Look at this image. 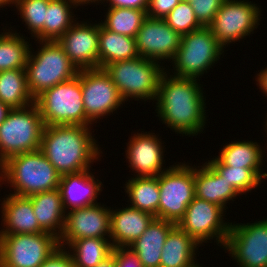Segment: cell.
I'll use <instances>...</instances> for the list:
<instances>
[{
	"instance_id": "cell-44",
	"label": "cell",
	"mask_w": 267,
	"mask_h": 267,
	"mask_svg": "<svg viewBox=\"0 0 267 267\" xmlns=\"http://www.w3.org/2000/svg\"><path fill=\"white\" fill-rule=\"evenodd\" d=\"M10 108L7 107L6 105L2 104L0 102V124L4 121L6 118V115L8 114Z\"/></svg>"
},
{
	"instance_id": "cell-22",
	"label": "cell",
	"mask_w": 267,
	"mask_h": 267,
	"mask_svg": "<svg viewBox=\"0 0 267 267\" xmlns=\"http://www.w3.org/2000/svg\"><path fill=\"white\" fill-rule=\"evenodd\" d=\"M200 167H194L195 197L226 210L228 201H234L239 193L209 163L205 162Z\"/></svg>"
},
{
	"instance_id": "cell-23",
	"label": "cell",
	"mask_w": 267,
	"mask_h": 267,
	"mask_svg": "<svg viewBox=\"0 0 267 267\" xmlns=\"http://www.w3.org/2000/svg\"><path fill=\"white\" fill-rule=\"evenodd\" d=\"M174 222L154 218L146 231L128 248L138 256L143 267H160L161 252Z\"/></svg>"
},
{
	"instance_id": "cell-46",
	"label": "cell",
	"mask_w": 267,
	"mask_h": 267,
	"mask_svg": "<svg viewBox=\"0 0 267 267\" xmlns=\"http://www.w3.org/2000/svg\"><path fill=\"white\" fill-rule=\"evenodd\" d=\"M9 5V6H11V5H13L12 4V0H0V8H2L4 5L6 6V5ZM11 4V5H10Z\"/></svg>"
},
{
	"instance_id": "cell-48",
	"label": "cell",
	"mask_w": 267,
	"mask_h": 267,
	"mask_svg": "<svg viewBox=\"0 0 267 267\" xmlns=\"http://www.w3.org/2000/svg\"><path fill=\"white\" fill-rule=\"evenodd\" d=\"M266 119H267V118H266ZM265 123H266V124H265V126H266L265 128H266V130H267V121H266ZM266 130H265V132H267Z\"/></svg>"
},
{
	"instance_id": "cell-40",
	"label": "cell",
	"mask_w": 267,
	"mask_h": 267,
	"mask_svg": "<svg viewBox=\"0 0 267 267\" xmlns=\"http://www.w3.org/2000/svg\"><path fill=\"white\" fill-rule=\"evenodd\" d=\"M39 267H75L73 259L65 248L59 247L52 255Z\"/></svg>"
},
{
	"instance_id": "cell-45",
	"label": "cell",
	"mask_w": 267,
	"mask_h": 267,
	"mask_svg": "<svg viewBox=\"0 0 267 267\" xmlns=\"http://www.w3.org/2000/svg\"><path fill=\"white\" fill-rule=\"evenodd\" d=\"M80 6L85 4H91V3H101L102 0H75Z\"/></svg>"
},
{
	"instance_id": "cell-20",
	"label": "cell",
	"mask_w": 267,
	"mask_h": 267,
	"mask_svg": "<svg viewBox=\"0 0 267 267\" xmlns=\"http://www.w3.org/2000/svg\"><path fill=\"white\" fill-rule=\"evenodd\" d=\"M154 218L150 213L130 206L116 210L113 208L111 210L110 207V242L112 247H128L146 231Z\"/></svg>"
},
{
	"instance_id": "cell-42",
	"label": "cell",
	"mask_w": 267,
	"mask_h": 267,
	"mask_svg": "<svg viewBox=\"0 0 267 267\" xmlns=\"http://www.w3.org/2000/svg\"><path fill=\"white\" fill-rule=\"evenodd\" d=\"M257 84L259 86V89H261L262 93L267 96V68L264 70L262 69L259 73H257Z\"/></svg>"
},
{
	"instance_id": "cell-47",
	"label": "cell",
	"mask_w": 267,
	"mask_h": 267,
	"mask_svg": "<svg viewBox=\"0 0 267 267\" xmlns=\"http://www.w3.org/2000/svg\"><path fill=\"white\" fill-rule=\"evenodd\" d=\"M262 178H267V173H266V172L262 173V175H261V179H262Z\"/></svg>"
},
{
	"instance_id": "cell-3",
	"label": "cell",
	"mask_w": 267,
	"mask_h": 267,
	"mask_svg": "<svg viewBox=\"0 0 267 267\" xmlns=\"http://www.w3.org/2000/svg\"><path fill=\"white\" fill-rule=\"evenodd\" d=\"M60 174L39 149L10 157L0 165V181L21 197L58 189Z\"/></svg>"
},
{
	"instance_id": "cell-18",
	"label": "cell",
	"mask_w": 267,
	"mask_h": 267,
	"mask_svg": "<svg viewBox=\"0 0 267 267\" xmlns=\"http://www.w3.org/2000/svg\"><path fill=\"white\" fill-rule=\"evenodd\" d=\"M126 158L135 171V177H156L165 170L163 167L162 141L155 133H135L127 143Z\"/></svg>"
},
{
	"instance_id": "cell-41",
	"label": "cell",
	"mask_w": 267,
	"mask_h": 267,
	"mask_svg": "<svg viewBox=\"0 0 267 267\" xmlns=\"http://www.w3.org/2000/svg\"><path fill=\"white\" fill-rule=\"evenodd\" d=\"M108 3L110 8H134L147 11L149 0H102Z\"/></svg>"
},
{
	"instance_id": "cell-10",
	"label": "cell",
	"mask_w": 267,
	"mask_h": 267,
	"mask_svg": "<svg viewBox=\"0 0 267 267\" xmlns=\"http://www.w3.org/2000/svg\"><path fill=\"white\" fill-rule=\"evenodd\" d=\"M158 184V218L177 224L195 197L194 167L180 162L165 168L158 176Z\"/></svg>"
},
{
	"instance_id": "cell-28",
	"label": "cell",
	"mask_w": 267,
	"mask_h": 267,
	"mask_svg": "<svg viewBox=\"0 0 267 267\" xmlns=\"http://www.w3.org/2000/svg\"><path fill=\"white\" fill-rule=\"evenodd\" d=\"M0 102L10 109L23 108L35 103L28 90L25 69L0 72Z\"/></svg>"
},
{
	"instance_id": "cell-26",
	"label": "cell",
	"mask_w": 267,
	"mask_h": 267,
	"mask_svg": "<svg viewBox=\"0 0 267 267\" xmlns=\"http://www.w3.org/2000/svg\"><path fill=\"white\" fill-rule=\"evenodd\" d=\"M136 39L107 30L99 23V68L138 57Z\"/></svg>"
},
{
	"instance_id": "cell-36",
	"label": "cell",
	"mask_w": 267,
	"mask_h": 267,
	"mask_svg": "<svg viewBox=\"0 0 267 267\" xmlns=\"http://www.w3.org/2000/svg\"><path fill=\"white\" fill-rule=\"evenodd\" d=\"M163 19L181 36L203 27L196 19L191 5L186 0H181Z\"/></svg>"
},
{
	"instance_id": "cell-43",
	"label": "cell",
	"mask_w": 267,
	"mask_h": 267,
	"mask_svg": "<svg viewBox=\"0 0 267 267\" xmlns=\"http://www.w3.org/2000/svg\"><path fill=\"white\" fill-rule=\"evenodd\" d=\"M96 267H116L115 255L111 253L103 261H101Z\"/></svg>"
},
{
	"instance_id": "cell-30",
	"label": "cell",
	"mask_w": 267,
	"mask_h": 267,
	"mask_svg": "<svg viewBox=\"0 0 267 267\" xmlns=\"http://www.w3.org/2000/svg\"><path fill=\"white\" fill-rule=\"evenodd\" d=\"M263 152L260 145L253 141H233L223 146L217 158L229 167L261 169Z\"/></svg>"
},
{
	"instance_id": "cell-13",
	"label": "cell",
	"mask_w": 267,
	"mask_h": 267,
	"mask_svg": "<svg viewBox=\"0 0 267 267\" xmlns=\"http://www.w3.org/2000/svg\"><path fill=\"white\" fill-rule=\"evenodd\" d=\"M223 248L239 267H267V218L251 224L231 222Z\"/></svg>"
},
{
	"instance_id": "cell-7",
	"label": "cell",
	"mask_w": 267,
	"mask_h": 267,
	"mask_svg": "<svg viewBox=\"0 0 267 267\" xmlns=\"http://www.w3.org/2000/svg\"><path fill=\"white\" fill-rule=\"evenodd\" d=\"M78 74L66 82L59 83L44 91L35 99L45 126L81 125L91 126L86 117Z\"/></svg>"
},
{
	"instance_id": "cell-27",
	"label": "cell",
	"mask_w": 267,
	"mask_h": 267,
	"mask_svg": "<svg viewBox=\"0 0 267 267\" xmlns=\"http://www.w3.org/2000/svg\"><path fill=\"white\" fill-rule=\"evenodd\" d=\"M80 6L75 0H50L38 41H57L76 21L71 8Z\"/></svg>"
},
{
	"instance_id": "cell-9",
	"label": "cell",
	"mask_w": 267,
	"mask_h": 267,
	"mask_svg": "<svg viewBox=\"0 0 267 267\" xmlns=\"http://www.w3.org/2000/svg\"><path fill=\"white\" fill-rule=\"evenodd\" d=\"M59 247L47 232L0 234V267H39Z\"/></svg>"
},
{
	"instance_id": "cell-12",
	"label": "cell",
	"mask_w": 267,
	"mask_h": 267,
	"mask_svg": "<svg viewBox=\"0 0 267 267\" xmlns=\"http://www.w3.org/2000/svg\"><path fill=\"white\" fill-rule=\"evenodd\" d=\"M246 0H224L213 22L208 26L212 34L225 48L226 44L240 41L253 34L258 27L261 10L257 4Z\"/></svg>"
},
{
	"instance_id": "cell-38",
	"label": "cell",
	"mask_w": 267,
	"mask_h": 267,
	"mask_svg": "<svg viewBox=\"0 0 267 267\" xmlns=\"http://www.w3.org/2000/svg\"><path fill=\"white\" fill-rule=\"evenodd\" d=\"M180 1L181 0H149L147 17L163 19Z\"/></svg>"
},
{
	"instance_id": "cell-5",
	"label": "cell",
	"mask_w": 267,
	"mask_h": 267,
	"mask_svg": "<svg viewBox=\"0 0 267 267\" xmlns=\"http://www.w3.org/2000/svg\"><path fill=\"white\" fill-rule=\"evenodd\" d=\"M44 127L35 103L10 109L0 124V165L12 156L39 150Z\"/></svg>"
},
{
	"instance_id": "cell-35",
	"label": "cell",
	"mask_w": 267,
	"mask_h": 267,
	"mask_svg": "<svg viewBox=\"0 0 267 267\" xmlns=\"http://www.w3.org/2000/svg\"><path fill=\"white\" fill-rule=\"evenodd\" d=\"M49 2L50 0H12L34 38L43 29Z\"/></svg>"
},
{
	"instance_id": "cell-21",
	"label": "cell",
	"mask_w": 267,
	"mask_h": 267,
	"mask_svg": "<svg viewBox=\"0 0 267 267\" xmlns=\"http://www.w3.org/2000/svg\"><path fill=\"white\" fill-rule=\"evenodd\" d=\"M1 205L4 229L0 230V234L44 232L33 212L32 201L28 197L9 194L5 199L3 198Z\"/></svg>"
},
{
	"instance_id": "cell-11",
	"label": "cell",
	"mask_w": 267,
	"mask_h": 267,
	"mask_svg": "<svg viewBox=\"0 0 267 267\" xmlns=\"http://www.w3.org/2000/svg\"><path fill=\"white\" fill-rule=\"evenodd\" d=\"M224 212L221 206L194 197L176 225L199 245L214 238L217 245L224 247L231 226L223 220Z\"/></svg>"
},
{
	"instance_id": "cell-15",
	"label": "cell",
	"mask_w": 267,
	"mask_h": 267,
	"mask_svg": "<svg viewBox=\"0 0 267 267\" xmlns=\"http://www.w3.org/2000/svg\"><path fill=\"white\" fill-rule=\"evenodd\" d=\"M81 238H110L108 207L98 203L66 212L63 231L58 239L59 246L66 249L65 245Z\"/></svg>"
},
{
	"instance_id": "cell-29",
	"label": "cell",
	"mask_w": 267,
	"mask_h": 267,
	"mask_svg": "<svg viewBox=\"0 0 267 267\" xmlns=\"http://www.w3.org/2000/svg\"><path fill=\"white\" fill-rule=\"evenodd\" d=\"M125 185V192L128 194L131 203L129 206L158 218L160 200L158 176L132 177Z\"/></svg>"
},
{
	"instance_id": "cell-4",
	"label": "cell",
	"mask_w": 267,
	"mask_h": 267,
	"mask_svg": "<svg viewBox=\"0 0 267 267\" xmlns=\"http://www.w3.org/2000/svg\"><path fill=\"white\" fill-rule=\"evenodd\" d=\"M37 53L30 49L26 65L28 90L34 100L49 88L71 80L78 74L77 67L70 61L58 41H38Z\"/></svg>"
},
{
	"instance_id": "cell-19",
	"label": "cell",
	"mask_w": 267,
	"mask_h": 267,
	"mask_svg": "<svg viewBox=\"0 0 267 267\" xmlns=\"http://www.w3.org/2000/svg\"><path fill=\"white\" fill-rule=\"evenodd\" d=\"M102 185L90 169L61 175L58 189L65 211L98 204L96 199L102 191Z\"/></svg>"
},
{
	"instance_id": "cell-25",
	"label": "cell",
	"mask_w": 267,
	"mask_h": 267,
	"mask_svg": "<svg viewBox=\"0 0 267 267\" xmlns=\"http://www.w3.org/2000/svg\"><path fill=\"white\" fill-rule=\"evenodd\" d=\"M197 246L201 245L176 225L162 248L160 267H195Z\"/></svg>"
},
{
	"instance_id": "cell-37",
	"label": "cell",
	"mask_w": 267,
	"mask_h": 267,
	"mask_svg": "<svg viewBox=\"0 0 267 267\" xmlns=\"http://www.w3.org/2000/svg\"><path fill=\"white\" fill-rule=\"evenodd\" d=\"M192 7L196 19L203 27H208L221 8L224 0H186Z\"/></svg>"
},
{
	"instance_id": "cell-24",
	"label": "cell",
	"mask_w": 267,
	"mask_h": 267,
	"mask_svg": "<svg viewBox=\"0 0 267 267\" xmlns=\"http://www.w3.org/2000/svg\"><path fill=\"white\" fill-rule=\"evenodd\" d=\"M28 198L32 201L33 212L41 229L59 239L66 216L59 189L36 193Z\"/></svg>"
},
{
	"instance_id": "cell-1",
	"label": "cell",
	"mask_w": 267,
	"mask_h": 267,
	"mask_svg": "<svg viewBox=\"0 0 267 267\" xmlns=\"http://www.w3.org/2000/svg\"><path fill=\"white\" fill-rule=\"evenodd\" d=\"M162 75L156 102V113L167 127L189 137L203 132L206 124V103L200 80Z\"/></svg>"
},
{
	"instance_id": "cell-14",
	"label": "cell",
	"mask_w": 267,
	"mask_h": 267,
	"mask_svg": "<svg viewBox=\"0 0 267 267\" xmlns=\"http://www.w3.org/2000/svg\"><path fill=\"white\" fill-rule=\"evenodd\" d=\"M80 82L85 115L91 122L109 116L125 103L104 69L80 70Z\"/></svg>"
},
{
	"instance_id": "cell-8",
	"label": "cell",
	"mask_w": 267,
	"mask_h": 267,
	"mask_svg": "<svg viewBox=\"0 0 267 267\" xmlns=\"http://www.w3.org/2000/svg\"><path fill=\"white\" fill-rule=\"evenodd\" d=\"M224 47L212 34L209 27H202L181 36L180 46L175 57L172 73L174 76L198 80L220 59Z\"/></svg>"
},
{
	"instance_id": "cell-2",
	"label": "cell",
	"mask_w": 267,
	"mask_h": 267,
	"mask_svg": "<svg viewBox=\"0 0 267 267\" xmlns=\"http://www.w3.org/2000/svg\"><path fill=\"white\" fill-rule=\"evenodd\" d=\"M99 149L90 126L44 127L40 150L60 175L90 169L91 163L101 156Z\"/></svg>"
},
{
	"instance_id": "cell-34",
	"label": "cell",
	"mask_w": 267,
	"mask_h": 267,
	"mask_svg": "<svg viewBox=\"0 0 267 267\" xmlns=\"http://www.w3.org/2000/svg\"><path fill=\"white\" fill-rule=\"evenodd\" d=\"M208 163L241 195L261 184V169L225 166L217 157L208 160Z\"/></svg>"
},
{
	"instance_id": "cell-33",
	"label": "cell",
	"mask_w": 267,
	"mask_h": 267,
	"mask_svg": "<svg viewBox=\"0 0 267 267\" xmlns=\"http://www.w3.org/2000/svg\"><path fill=\"white\" fill-rule=\"evenodd\" d=\"M105 21L102 25L110 31L135 38L144 20L147 11L134 8H108Z\"/></svg>"
},
{
	"instance_id": "cell-31",
	"label": "cell",
	"mask_w": 267,
	"mask_h": 267,
	"mask_svg": "<svg viewBox=\"0 0 267 267\" xmlns=\"http://www.w3.org/2000/svg\"><path fill=\"white\" fill-rule=\"evenodd\" d=\"M110 239L105 238H81L72 241L68 251L75 267H96L108 257L113 250Z\"/></svg>"
},
{
	"instance_id": "cell-16",
	"label": "cell",
	"mask_w": 267,
	"mask_h": 267,
	"mask_svg": "<svg viewBox=\"0 0 267 267\" xmlns=\"http://www.w3.org/2000/svg\"><path fill=\"white\" fill-rule=\"evenodd\" d=\"M135 39L139 56L157 62L171 61L180 46L181 35L164 19L147 17Z\"/></svg>"
},
{
	"instance_id": "cell-32",
	"label": "cell",
	"mask_w": 267,
	"mask_h": 267,
	"mask_svg": "<svg viewBox=\"0 0 267 267\" xmlns=\"http://www.w3.org/2000/svg\"><path fill=\"white\" fill-rule=\"evenodd\" d=\"M15 31L0 34V72L12 69H26L30 49L29 42ZM30 47V48H29Z\"/></svg>"
},
{
	"instance_id": "cell-39",
	"label": "cell",
	"mask_w": 267,
	"mask_h": 267,
	"mask_svg": "<svg viewBox=\"0 0 267 267\" xmlns=\"http://www.w3.org/2000/svg\"><path fill=\"white\" fill-rule=\"evenodd\" d=\"M112 253L115 255L116 267H143L138 256L128 247H115Z\"/></svg>"
},
{
	"instance_id": "cell-6",
	"label": "cell",
	"mask_w": 267,
	"mask_h": 267,
	"mask_svg": "<svg viewBox=\"0 0 267 267\" xmlns=\"http://www.w3.org/2000/svg\"><path fill=\"white\" fill-rule=\"evenodd\" d=\"M160 63L138 56L110 63L103 69L110 76L124 101H128L129 98L147 101L156 99L160 79L166 71Z\"/></svg>"
},
{
	"instance_id": "cell-17",
	"label": "cell",
	"mask_w": 267,
	"mask_h": 267,
	"mask_svg": "<svg viewBox=\"0 0 267 267\" xmlns=\"http://www.w3.org/2000/svg\"><path fill=\"white\" fill-rule=\"evenodd\" d=\"M78 70L99 68V23H75L57 40Z\"/></svg>"
}]
</instances>
